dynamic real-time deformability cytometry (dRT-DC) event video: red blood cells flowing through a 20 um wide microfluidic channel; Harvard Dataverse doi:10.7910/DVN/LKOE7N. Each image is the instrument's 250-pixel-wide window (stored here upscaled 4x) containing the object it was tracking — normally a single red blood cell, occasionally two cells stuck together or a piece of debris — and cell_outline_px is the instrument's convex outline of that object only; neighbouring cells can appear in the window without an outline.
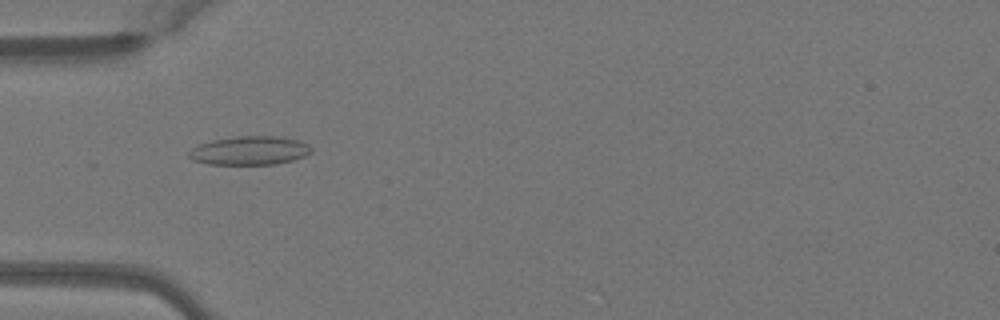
{"species": "Egyptian fruit bat (a non-hibernating species)", "species_latin": "Rousettus aegyptiacus", "temperature_condition": "warm", "stored_images_in_passage": 43, "camera_frame_rate_fps": 3000, "um_per_image_px": 0.085, "animal": {"sex": "female"}, "frame": {"image": 1, "passage_image": 9, "time_ms": 2.667, "image_size_px": [1000, 320], "cell_outline_px": [[312, 152], [304, 156], [292, 160], [272, 164], [208, 164], [192, 160], [188, 156], [188, 152], [192, 148], [200, 144], [212, 140], [240, 136], [276, 136], [296, 140], [308, 144], [312, 148]], "centroid_in_image_um": [21.2, 12.8], "position_along_channel_um": 63.8, "area_um2": 20.29}}
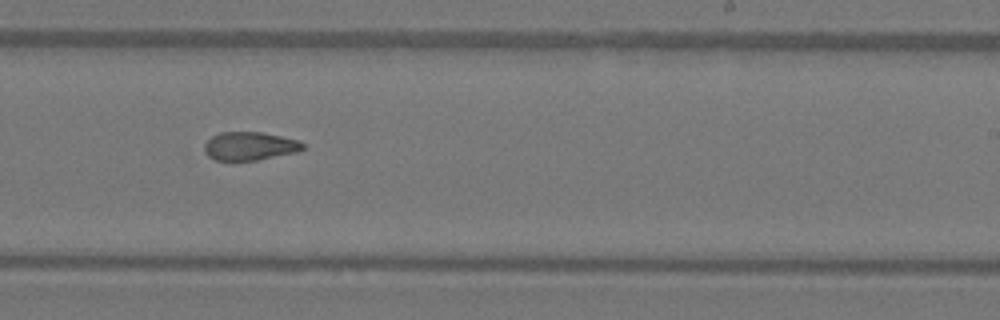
{"frame": {"image": 2, "passage_image": 24, "time_ms": 7.667, "image_size_px": [1000, 320], "cell_outline_px": [[304, 148], [296, 152], [256, 160], [216, 160], [208, 156], [204, 152], [204, 144], [212, 136], [220, 132], [260, 132], [300, 140], [304, 144]], "centroid_in_image_um": [21.21, 12.41], "position_along_channel_um": 267.8, "area_um2": 16.18}}
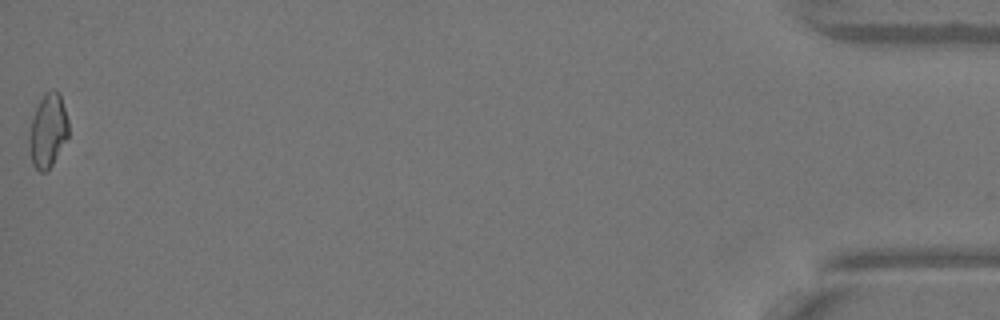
{"frame": {"image": 3, "passage_image": 43, "time_ms": 14.0, "image_size_px": [1000, 320], "cell_outline_px": [[68, 136], [52, 164], [44, 172], [40, 172], [32, 164], [28, 144], [28, 136], [32, 120], [36, 108], [40, 100], [52, 88], [56, 88], [60, 92], [68, 120]], "centroid_in_image_um": [4.07, 11.09], "position_along_channel_um": 431.1, "area_um2": 16.76}, "authors_computed_cell_mechanics": {"area_um2": 16.9354, "velocity_mm_per_s": 4.102, "shape_relaxation_time_tau1_ms": null, "shape_relaxation_time_tau2_ms": 3.4939, "deformation_change_tau1": null, "deformation_change_tau2": 0.1107}}